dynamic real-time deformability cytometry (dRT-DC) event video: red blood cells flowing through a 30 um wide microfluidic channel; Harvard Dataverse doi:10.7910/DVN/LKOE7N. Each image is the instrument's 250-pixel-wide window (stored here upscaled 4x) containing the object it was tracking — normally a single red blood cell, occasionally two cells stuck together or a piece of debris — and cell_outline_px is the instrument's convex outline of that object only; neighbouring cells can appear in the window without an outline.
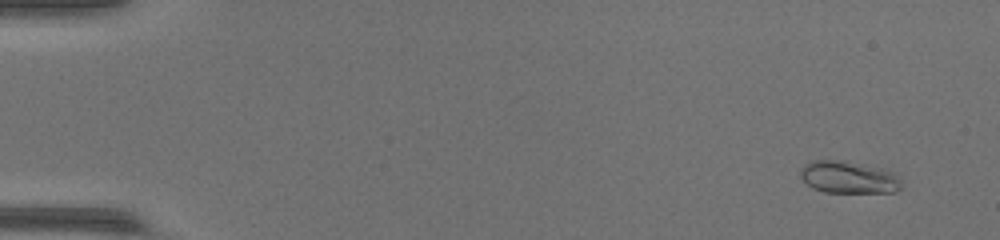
{"species": "common noctule bat (a hibernating species)", "species_latin": "Nyctalus noctula", "temperature_condition": "warm", "stored_images_in_passage": 49, "camera_frame_rate_fps": 3000, "um_per_image_px": 0.085, "animal": {"sex": "female", "body_mass_g": 17.0, "forearm_length_mm": 48.0}, "frame": {"image": 1, "passage_image": 4, "time_ms": 1.0, "image_size_px": [1000, 240], "cell_outline_px": [[900, 188], [896, 192], [824, 192], [812, 188], [800, 176], [800, 172], [804, 164], [812, 160], [836, 160], [880, 168], [892, 176], [900, 184]], "centroid_in_image_um": [72.0, 15.08], "position_along_channel_um": 13.0, "area_um2": 18.21}}
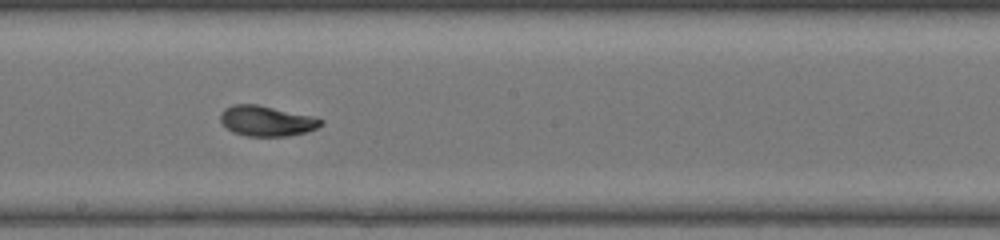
{"frame": {"image": 2, "passage_image": 29, "time_ms": 9.333, "image_size_px": [1000, 240], "cell_outline_px": [[324, 124], [316, 128], [304, 132], [288, 136], [248, 136], [232, 132], [220, 120], [220, 112], [224, 108], [236, 104], [256, 104], [312, 116], [324, 120]], "centroid_in_image_um": [22.65, 10.28], "position_along_channel_um": 225.5, "area_um2": 17.63}}
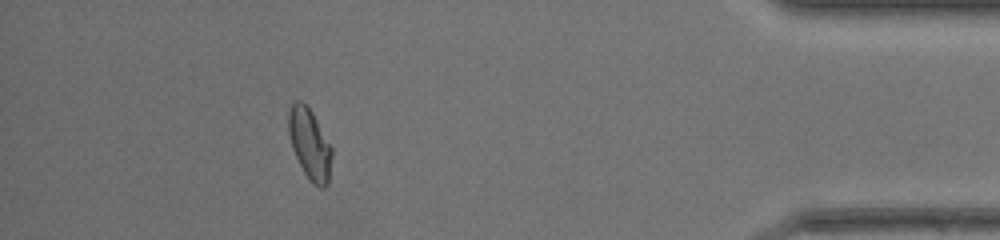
{"frame": {"image": 3, "passage_image": 45, "time_ms": 14.667, "image_size_px": [1000, 240], "cell_outline_px": [[332, 156], [328, 184], [324, 188], [320, 188], [304, 172], [292, 148], [288, 132], [288, 112], [292, 104], [296, 100], [300, 100], [312, 112], [332, 148]], "centroid_in_image_um": [26.32, 12.22], "position_along_channel_um": 408.9, "area_um2": 17.51}, "authors_computed_cell_mechanics": {"area_um2": 17.5712, "velocity_mm_per_s": 4.3504, "shape_relaxation_time_tau1_ms": 2.8664, "shape_relaxation_time_tau2_ms": 1.2575, "deformation_change_tau1": 0.1343, "deformation_change_tau2": 0.0441}}